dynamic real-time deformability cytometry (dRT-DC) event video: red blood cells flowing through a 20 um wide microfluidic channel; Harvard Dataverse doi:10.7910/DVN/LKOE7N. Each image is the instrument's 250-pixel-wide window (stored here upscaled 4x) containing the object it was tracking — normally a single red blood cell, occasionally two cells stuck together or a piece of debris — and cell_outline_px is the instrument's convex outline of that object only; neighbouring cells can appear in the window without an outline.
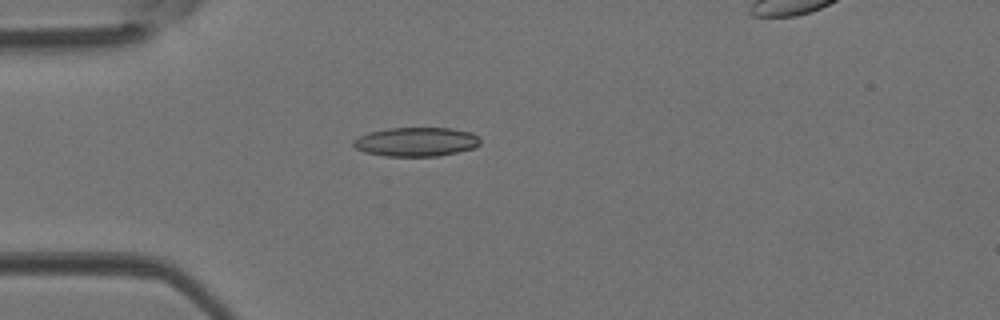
{"species": "Egyptian fruit bat (a non-hibernating species)", "species_latin": "Rousettus aegyptiacus", "temperature_condition": "room temperature", "stored_images_in_passage": 43, "camera_frame_rate_fps": 3000, "um_per_image_px": 0.085, "animal": {"sex": "female"}, "frame": {"image": 1, "passage_image": 13, "time_ms": 4.0, "image_size_px": [1000, 320], "cell_outline_px": [[480, 144], [476, 148], [436, 156], [384, 156], [364, 152], [356, 148], [352, 144], [352, 140], [368, 132], [388, 128], [452, 128], [472, 132], [480, 136]], "centroid_in_image_um": [35.39, 12.05], "position_along_channel_um": 49.6, "area_um2": 21.68}}
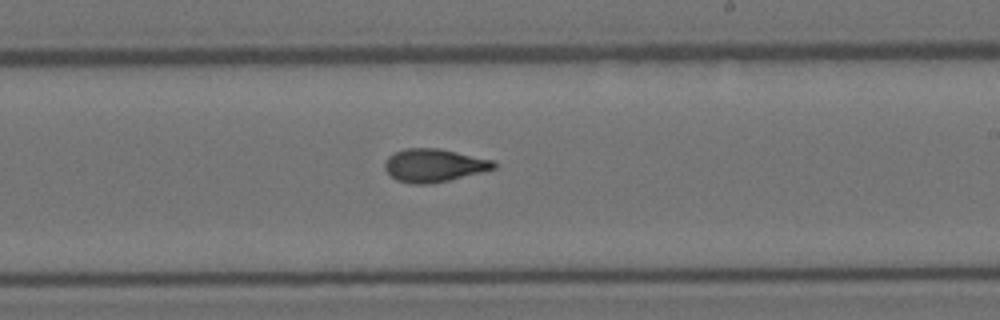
{"frame": {"image": 2, "passage_image": 27, "time_ms": 8.667, "image_size_px": [1000, 320], "cell_outline_px": [[496, 168], [448, 180], [428, 184], [412, 184], [396, 180], [384, 168], [384, 164], [388, 156], [404, 148], [440, 148], [496, 160]], "centroid_in_image_um": [36.9, 14.04], "position_along_channel_um": 252.1, "area_um2": 21.04}}
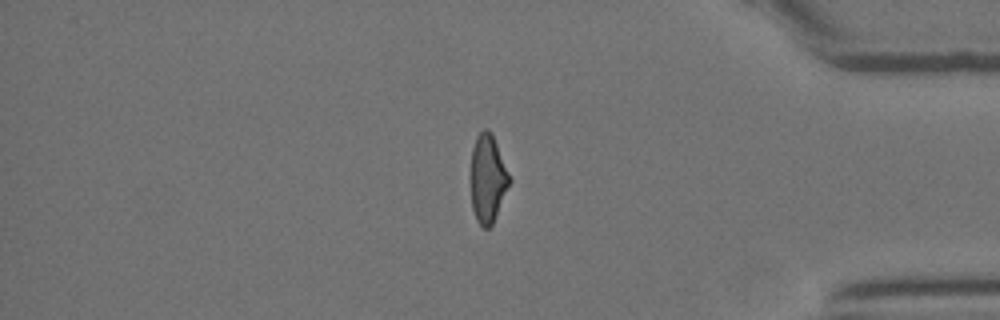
{"frame": {"image": 3, "passage_image": 38, "time_ms": 12.333, "image_size_px": [1000, 320], "cell_outline_px": [[512, 180], [492, 224], [488, 228], [484, 228], [476, 220], [472, 208], [472, 148], [476, 136], [484, 128], [488, 128], [496, 144]], "centroid_in_image_um": [41.47, 15.19], "position_along_channel_um": 393.7, "area_um2": 19.42}}